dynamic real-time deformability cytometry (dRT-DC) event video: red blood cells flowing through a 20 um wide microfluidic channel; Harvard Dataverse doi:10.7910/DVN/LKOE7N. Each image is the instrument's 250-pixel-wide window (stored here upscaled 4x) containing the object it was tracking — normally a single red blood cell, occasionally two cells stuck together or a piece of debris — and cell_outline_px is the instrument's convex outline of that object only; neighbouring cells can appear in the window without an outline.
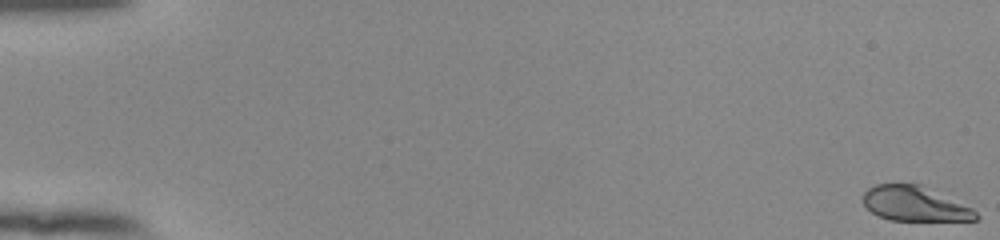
{"species": "human", "species_latin": "Homo sapiens", "temperature_condition": "room temperature", "stored_images_in_passage": 56, "camera_frame_rate_fps": 3000, "um_per_image_px": 0.085, "donor": {"sex": "female"}, "frame": {"image": 1, "passage_image": 1, "time_ms": 0.0, "image_size_px": [1000, 240], "cell_outline_px": [[980, 216], [976, 220], [888, 220], [872, 212], [864, 204], [864, 192], [868, 188], [876, 184], [920, 184], [972, 208]], "centroid_in_image_um": [77.75, 17.32], "position_along_channel_um": 7.2, "area_um2": 22.54}}
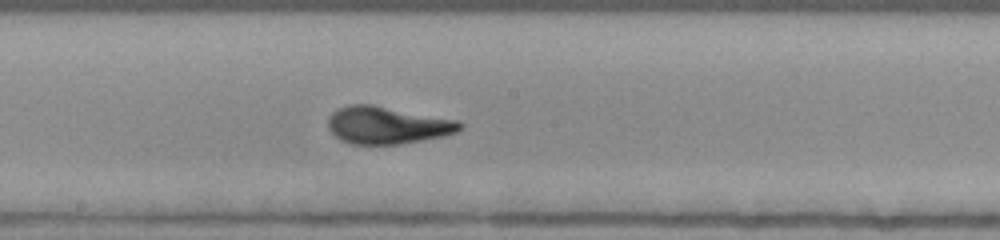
{"frame": {"image": 2, "passage_image": 32, "time_ms": 10.333, "image_size_px": [1000, 240], "cell_outline_px": [[464, 124], [456, 132], [444, 136], [400, 144], [348, 144], [340, 140], [328, 128], [328, 116], [332, 112], [348, 104], [372, 104], [456, 120]], "centroid_in_image_um": [32.88, 10.64], "position_along_channel_um": 215.3, "area_um2": 28.61}}
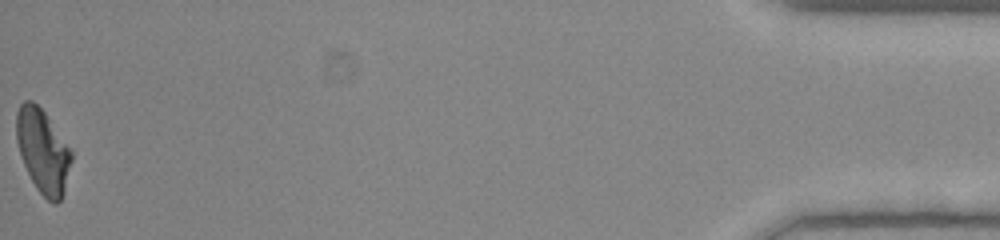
{"frame": {"image": 3, "passage_image": 56, "time_ms": 18.333, "image_size_px": [1000, 240], "cell_outline_px": [[72, 160], [64, 192], [60, 200], [56, 204], [52, 204], [36, 188], [24, 164], [16, 140], [16, 112], [20, 104], [24, 100], [32, 100], [44, 112], [72, 152]], "centroid_in_image_um": [3.63, 12.84], "position_along_channel_um": 431.6, "area_um2": 26.53}, "authors_computed_cell_mechanics": {"area_um2": 27.1082, "velocity_mm_per_s": 3.8334, "shape_relaxation_time_tau1_ms": 3.1923, "shape_relaxation_time_tau2_ms": null, "deformation_change_tau1": 0.1476, "deformation_change_tau2": null}}